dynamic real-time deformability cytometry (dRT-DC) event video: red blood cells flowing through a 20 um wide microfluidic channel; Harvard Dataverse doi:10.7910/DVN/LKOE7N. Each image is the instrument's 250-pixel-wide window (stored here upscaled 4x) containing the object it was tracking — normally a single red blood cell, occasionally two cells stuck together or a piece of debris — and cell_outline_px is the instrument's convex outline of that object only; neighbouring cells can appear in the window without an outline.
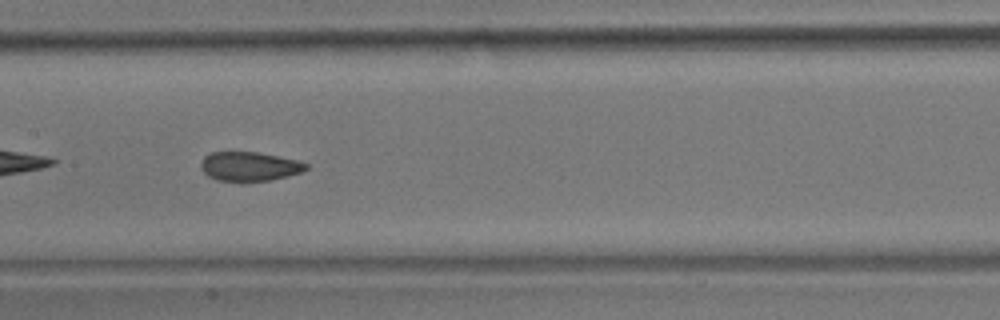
{"species": "common noctule bat (a hibernating species)", "species_latin": "Nyctalus noctula", "temperature_condition": "room temperature", "stored_images_in_passage": 41, "camera_frame_rate_fps": 3000, "um_per_image_px": 0.085, "animal": {"sex": "male", "body_mass_g": 17.9}, "frame": {"image": 1, "passage_image": 12, "time_ms": 3.667, "image_size_px": [1000, 320], "cell_outline_px": [[308, 168], [300, 172], [272, 180], [216, 180], [208, 176], [200, 168], [200, 164], [204, 156], [212, 152], [260, 152], [296, 160], [308, 164]], "centroid_in_image_um": [21.18, 14.12], "position_along_channel_um": 186.2, "area_um2": 17.63}, "authors_computed_cell_mechanics": {"area_um2": 18.5538, "velocity_mm_per_s": 3.4523, "shape_relaxation_time_tau1_ms": 9.1806, "shape_relaxation_time_tau2_ms": 1.1639, "deformation_change_tau1": 0.1599, "deformation_change_tau2": 0.0551}}